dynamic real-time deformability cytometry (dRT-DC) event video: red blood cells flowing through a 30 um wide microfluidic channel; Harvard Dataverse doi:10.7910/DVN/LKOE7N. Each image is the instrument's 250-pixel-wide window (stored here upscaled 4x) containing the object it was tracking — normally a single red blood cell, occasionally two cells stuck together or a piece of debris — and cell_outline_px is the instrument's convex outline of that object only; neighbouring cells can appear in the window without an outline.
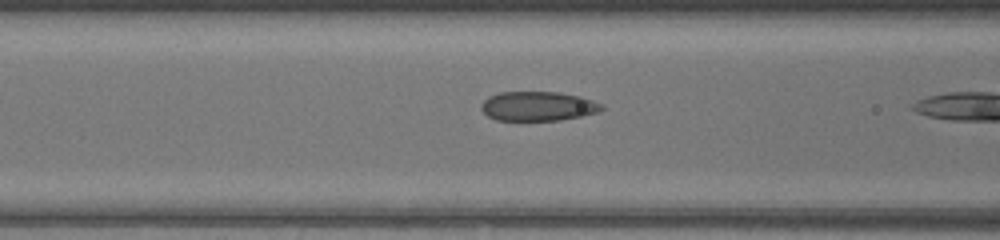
{"species": "common noctule bat (a hibernating species)", "species_latin": "Nyctalus noctula", "temperature_condition": "warm", "stored_images_in_passage": 22, "camera_frame_rate_fps": 3000, "um_per_image_px": 0.085, "animal": {"sex": "female", "body_mass_g": 17.0, "forearm_length_mm": 48.0}, "frame": {"image": 1, "passage_image": 17, "time_ms": 5.333, "image_size_px": [1000, 240], "cell_outline_px": [[604, 108], [600, 112], [560, 120], [496, 120], [488, 116], [480, 108], [480, 104], [488, 96], [500, 92], [560, 92], [580, 96], [604, 104]], "centroid_in_image_um": [45.74, 9.02], "position_along_channel_um": 120.9, "area_um2": 20.75}}
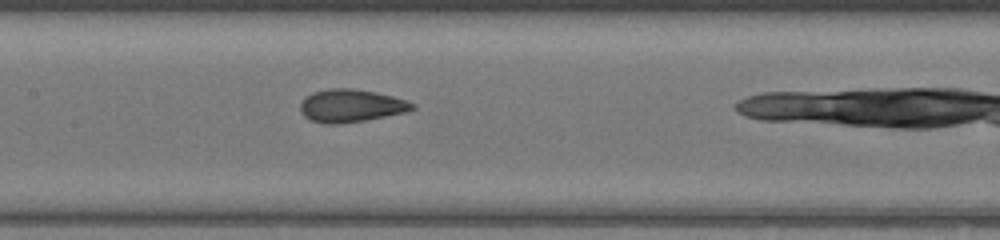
{"frame": {"image": 2, "passage_image": 21, "time_ms": 6.667, "image_size_px": [1000, 240], "cell_outline_px": [[416, 108], [404, 112], [364, 120], [340, 124], [324, 124], [312, 120], [304, 116], [300, 112], [300, 104], [304, 96], [312, 92], [328, 88], [352, 88], [376, 92], [408, 100], [416, 104]], "centroid_in_image_um": [29.81, 8.97], "position_along_channel_um": 177.6, "area_um2": 21.56}}